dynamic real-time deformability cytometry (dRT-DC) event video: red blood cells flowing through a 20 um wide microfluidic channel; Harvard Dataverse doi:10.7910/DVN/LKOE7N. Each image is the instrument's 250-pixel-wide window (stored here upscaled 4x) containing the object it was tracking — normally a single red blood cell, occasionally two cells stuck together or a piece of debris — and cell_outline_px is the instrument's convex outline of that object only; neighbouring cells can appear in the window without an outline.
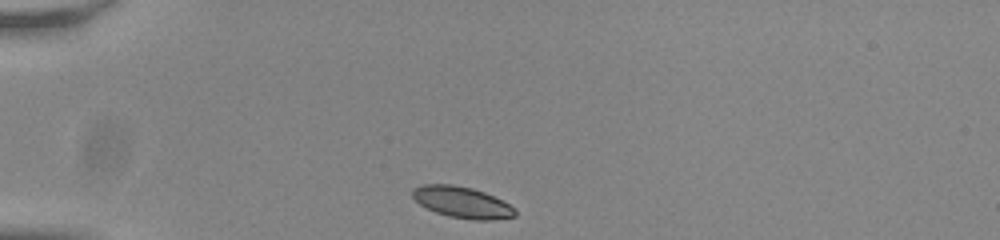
{"species": "common noctule bat (a hibernating species)", "species_latin": "Nyctalus noctula", "temperature_condition": "room temperature", "stored_images_in_passage": 34, "camera_frame_rate_fps": 3000, "um_per_image_px": 0.085, "animal": {"sex": "male", "body_mass_g": 20.0, "forearm_length_mm": 53.3}, "frame": {"image": 1, "passage_image": 1, "time_ms": 0.0, "image_size_px": [1000, 240], "cell_outline_px": [[516, 216], [492, 220], [476, 220], [448, 216], [436, 212], [420, 204], [412, 196], [412, 188], [424, 184], [452, 184], [472, 188], [484, 192], [508, 204], [516, 212]], "centroid_in_image_um": [39.25, 17.19], "position_along_channel_um": 45.8, "area_um2": 18.44}}
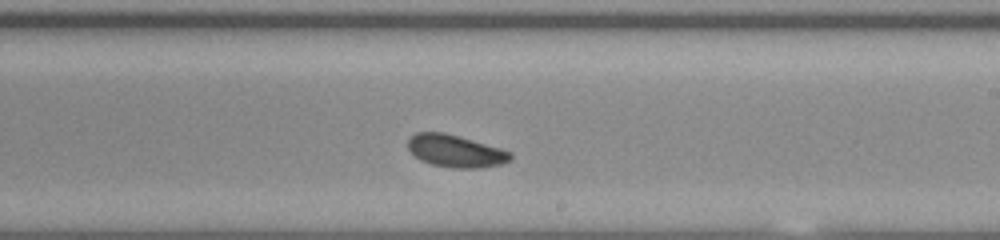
{"frame": {"image": 2, "passage_image": 20, "time_ms": 6.333, "image_size_px": [1000, 240], "cell_outline_px": [[512, 156], [508, 160], [500, 164], [480, 168], [452, 168], [432, 164], [420, 160], [408, 148], [408, 140], [416, 132], [444, 132], [500, 148], [512, 152]], "centroid_in_image_um": [38.71, 12.84], "position_along_channel_um": 250.3, "area_um2": 19.07}}
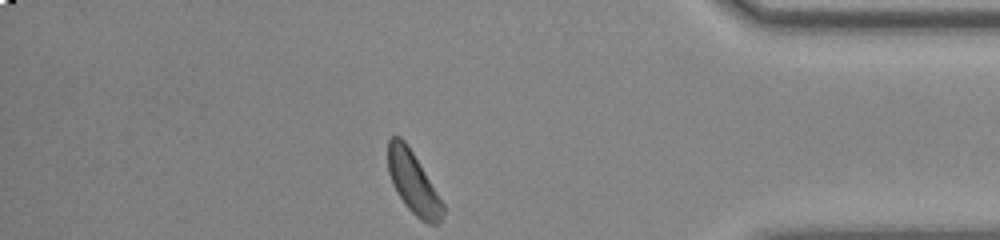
{"frame": {"image": 3, "passage_image": 34, "time_ms": 11.0, "image_size_px": [1000, 240], "cell_outline_px": [[444, 212], [440, 220], [436, 224], [428, 224], [416, 216], [404, 204], [396, 192], [392, 184], [388, 172], [388, 140], [392, 136], [400, 136], [404, 140], [412, 152], [444, 204]], "centroid_in_image_um": [35.1, 15.53], "position_along_channel_um": 400.1, "area_um2": 19.48}, "authors_computed_cell_mechanics": {"area_um2": 19.4208, "velocity_mm_per_s": 3.7733, "shape_relaxation_time_tau1_ms": 1.9978, "shape_relaxation_time_tau2_ms": null, "deformation_change_tau1": 0.075, "deformation_change_tau2": null}}